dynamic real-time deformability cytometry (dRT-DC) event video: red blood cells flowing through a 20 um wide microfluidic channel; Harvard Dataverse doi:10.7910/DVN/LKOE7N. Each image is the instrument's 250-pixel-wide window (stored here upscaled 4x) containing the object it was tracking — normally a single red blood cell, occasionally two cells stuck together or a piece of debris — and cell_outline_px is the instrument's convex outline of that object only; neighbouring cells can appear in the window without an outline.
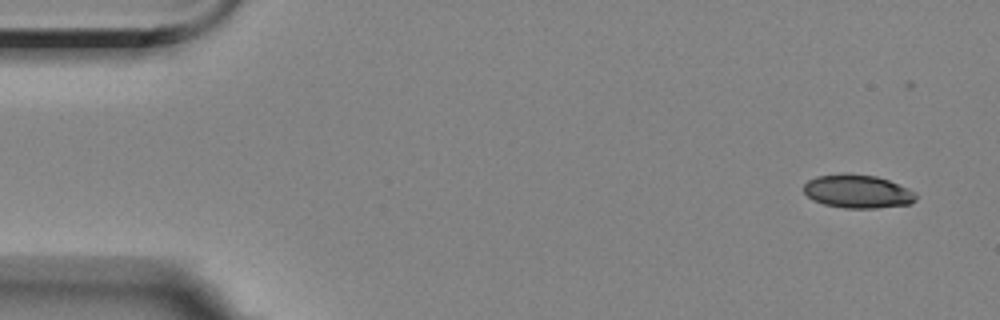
{"species": "Egyptian fruit bat (a non-hibernating species)", "species_latin": "Rousettus aegyptiacus", "temperature_condition": "room temperature", "stored_images_in_passage": 6, "camera_frame_rate_fps": 3000, "um_per_image_px": 0.085, "animal": {"sex": "female"}, "frame": {"image": 1, "passage_image": 1, "time_ms": 0.0, "image_size_px": [1000, 320], "cell_outline_px": [[916, 200], [912, 204], [876, 208], [844, 208], [824, 204], [812, 200], [804, 192], [804, 184], [808, 180], [816, 176], [840, 172], [848, 172], [876, 176], [888, 180], [908, 188], [916, 192]], "centroid_in_image_um": [72.89, 16.25], "position_along_channel_um": 12.1, "area_um2": 22.25}}
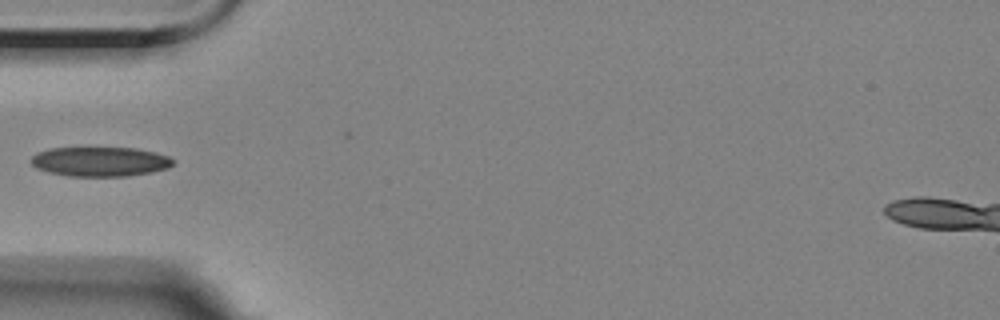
{"frame": {"image": 2, "passage_image": 5, "time_ms": 5.0, "image_size_px": [1000, 320], "cell_outline_px": [[172, 164], [168, 168], [152, 172], [128, 176], [68, 176], [48, 172], [36, 168], [32, 164], [32, 156], [36, 152], [52, 148], [136, 148], [156, 152], [168, 156], [172, 160]], "centroid_in_image_um": [8.5, 13.74], "position_along_channel_um": 76.5, "area_um2": 24.39}}
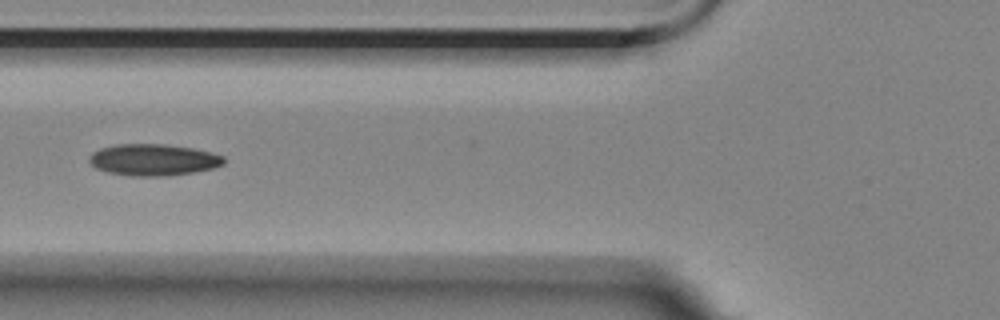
{"frame": {"image": 3, "passage_image": 6, "time_ms": 6.0, "image_size_px": [1000, 320], "cell_outline_px": [[224, 164], [212, 168], [192, 172], [164, 176], [132, 176], [108, 172], [96, 168], [88, 160], [88, 156], [92, 152], [100, 148], [116, 144], [164, 144], [192, 148], [212, 152], [224, 156]], "centroid_in_image_um": [13.01, 13.57], "position_along_channel_um": 112.8, "area_um2": 24.74}}